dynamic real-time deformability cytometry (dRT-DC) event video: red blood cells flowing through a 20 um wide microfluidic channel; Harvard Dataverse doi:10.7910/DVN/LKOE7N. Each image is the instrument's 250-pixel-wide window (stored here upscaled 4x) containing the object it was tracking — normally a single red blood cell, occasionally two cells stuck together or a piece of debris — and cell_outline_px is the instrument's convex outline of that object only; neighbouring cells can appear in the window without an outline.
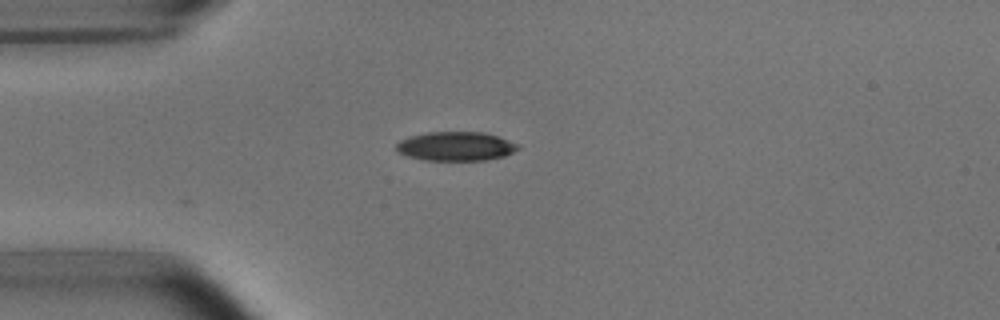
{"species": "common noctule bat (a hibernating species)", "species_latin": "Nyctalus noctula", "temperature_condition": "room temperature", "stored_images_in_passage": 4, "camera_frame_rate_fps": 3000, "um_per_image_px": 0.085, "animal": {"sex": "male", "body_mass_g": 15.6}, "frame": {"image": 1, "passage_image": 1, "time_ms": 0.0, "image_size_px": [1000, 320], "cell_outline_px": [[520, 148], [504, 156], [484, 160], [424, 160], [408, 156], [400, 152], [396, 148], [396, 144], [400, 140], [408, 136], [428, 132], [484, 132], [520, 144]], "centroid_in_image_um": [38.74, 12.43], "position_along_channel_um": 46.3, "area_um2": 20.52}}
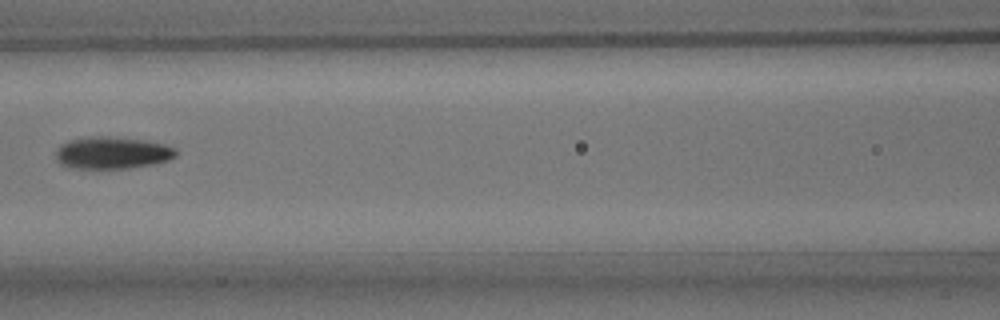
{"frame": {"image": 2, "passage_image": 4, "time_ms": 3.333, "image_size_px": [1000, 320], "cell_outline_px": [[176, 156], [168, 160], [152, 164], [128, 168], [72, 168], [60, 164], [56, 160], [56, 148], [60, 144], [68, 140], [92, 136], [100, 136], [144, 140], [164, 144], [176, 148]], "centroid_in_image_um": [9.5, 12.99], "position_along_channel_um": 157.1, "area_um2": 22.43}}